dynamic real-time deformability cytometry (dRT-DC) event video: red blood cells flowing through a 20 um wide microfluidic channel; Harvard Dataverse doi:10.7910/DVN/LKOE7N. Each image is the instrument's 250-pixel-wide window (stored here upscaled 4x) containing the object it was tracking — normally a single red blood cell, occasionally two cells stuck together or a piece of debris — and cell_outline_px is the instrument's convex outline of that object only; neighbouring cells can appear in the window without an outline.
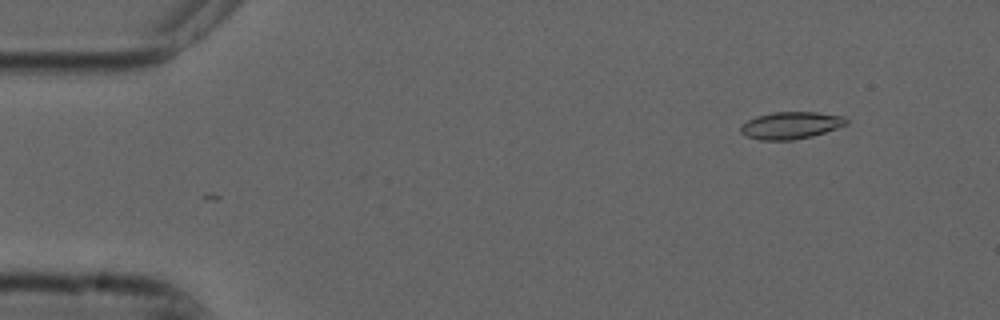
{"species": "common noctule bat (a hibernating species)", "species_latin": "Nyctalus noctula", "temperature_condition": "cold", "stored_images_in_passage": 49, "camera_frame_rate_fps": 3000, "um_per_image_px": 0.085, "animal": {"sex": "male", "forearm_length_mm": 52.5}, "frame": {"image": 1, "passage_image": 1, "time_ms": 0.0, "image_size_px": [1000, 320], "cell_outline_px": [[848, 124], [812, 136], [792, 140], [760, 140], [748, 136], [740, 132], [740, 128], [748, 120], [756, 116], [772, 112], [816, 112], [844, 116], [848, 120]], "centroid_in_image_um": [67.24, 10.65], "position_along_channel_um": 17.8, "area_um2": 16.59}}
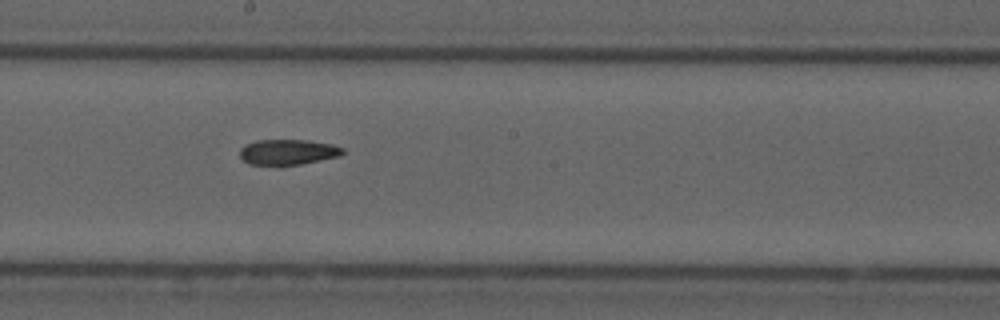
{"frame": {"image": 2, "passage_image": 25, "time_ms": 8.0, "image_size_px": [1000, 320], "cell_outline_px": [[344, 152], [340, 156], [280, 168], [248, 164], [240, 156], [240, 148], [244, 144], [256, 140], [308, 140], [332, 144], [344, 148]], "centroid_in_image_um": [24.42, 12.96], "position_along_channel_um": 223.8, "area_um2": 15.9}}
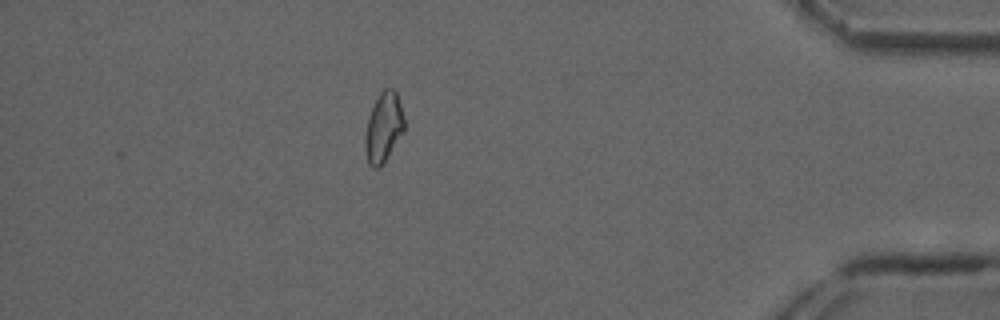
{"frame": {"image": 3, "passage_image": 43, "time_ms": 14.0, "image_size_px": [1000, 320], "cell_outline_px": [[404, 132], [380, 168], [372, 168], [368, 164], [364, 148], [364, 136], [368, 116], [380, 92], [384, 88], [392, 88], [396, 92], [404, 116]], "centroid_in_image_um": [32.58, 10.86], "position_along_channel_um": 402.6, "area_um2": 16.07}, "authors_computed_cell_mechanics": {"area_um2": 16.184, "velocity_mm_per_s": 3.7487, "shape_relaxation_time_tau1_ms": null, "shape_relaxation_time_tau2_ms": 9.3994, "deformation_change_tau1": null, "deformation_change_tau2": 0.1635}}